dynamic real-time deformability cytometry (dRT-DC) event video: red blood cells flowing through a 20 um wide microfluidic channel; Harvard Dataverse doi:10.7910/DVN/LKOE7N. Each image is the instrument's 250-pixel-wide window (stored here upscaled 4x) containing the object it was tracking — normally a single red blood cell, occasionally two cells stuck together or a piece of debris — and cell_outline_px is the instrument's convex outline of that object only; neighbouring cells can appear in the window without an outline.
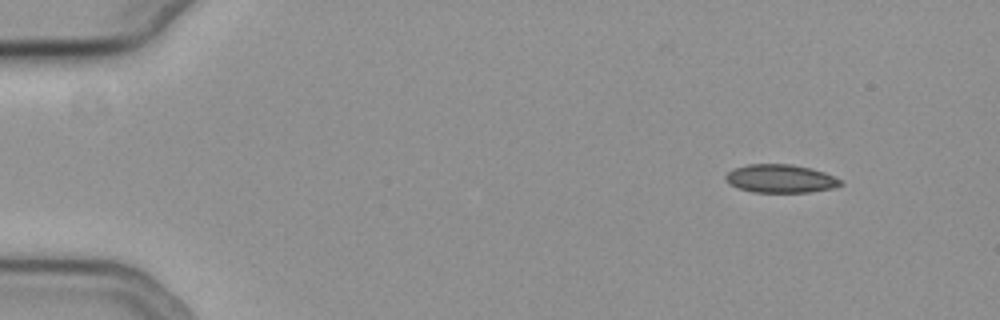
{"species": "common noctule bat (a hibernating species)", "species_latin": "Nyctalus noctula", "temperature_condition": "cold", "stored_images_in_passage": 51, "camera_frame_rate_fps": 3000, "um_per_image_px": 0.085, "animal": {"sex": "female", "body_mass_g": 19.3, "forearm_length_mm": 54.1}, "frame": {"image": 1, "passage_image": 1, "time_ms": 0.0, "image_size_px": [1000, 320], "cell_outline_px": [[844, 184], [832, 188], [808, 192], [752, 192], [728, 184], [724, 176], [732, 168], [748, 164], [792, 164], [812, 168], [824, 172], [844, 180]], "centroid_in_image_um": [66.35, 15.17], "position_along_channel_um": 18.6, "area_um2": 19.13}}
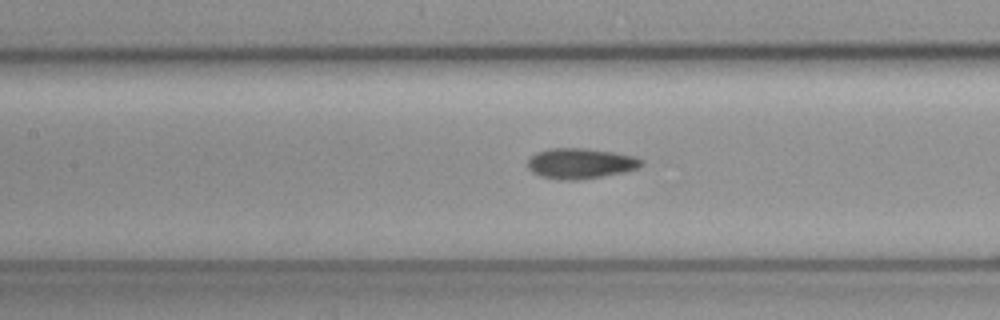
{"frame": {"image": 2, "passage_image": 21, "time_ms": 6.667, "image_size_px": [1000, 320], "cell_outline_px": [[644, 164], [636, 168], [624, 172], [604, 176], [580, 180], [560, 180], [540, 176], [532, 172], [528, 168], [528, 160], [536, 152], [552, 148], [580, 148], [616, 152], [636, 156], [644, 160]], "centroid_in_image_um": [49.36, 13.89], "position_along_channel_um": 158.0, "area_um2": 20.35}}
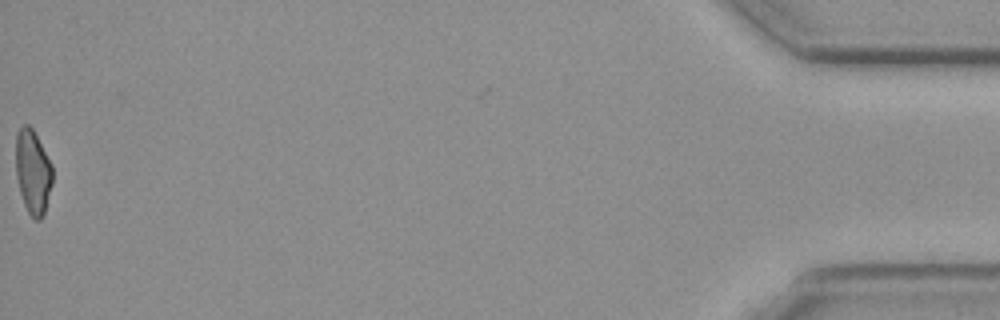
{"frame": {"image": 3, "passage_image": 51, "time_ms": 16.667, "image_size_px": [1000, 320], "cell_outline_px": [[52, 184], [44, 216], [40, 220], [32, 220], [24, 204], [20, 192], [16, 176], [16, 136], [20, 128], [24, 124], [28, 124], [32, 128], [52, 164]], "centroid_in_image_um": [2.8, 14.65], "position_along_channel_um": 432.4, "area_um2": 18.09}}